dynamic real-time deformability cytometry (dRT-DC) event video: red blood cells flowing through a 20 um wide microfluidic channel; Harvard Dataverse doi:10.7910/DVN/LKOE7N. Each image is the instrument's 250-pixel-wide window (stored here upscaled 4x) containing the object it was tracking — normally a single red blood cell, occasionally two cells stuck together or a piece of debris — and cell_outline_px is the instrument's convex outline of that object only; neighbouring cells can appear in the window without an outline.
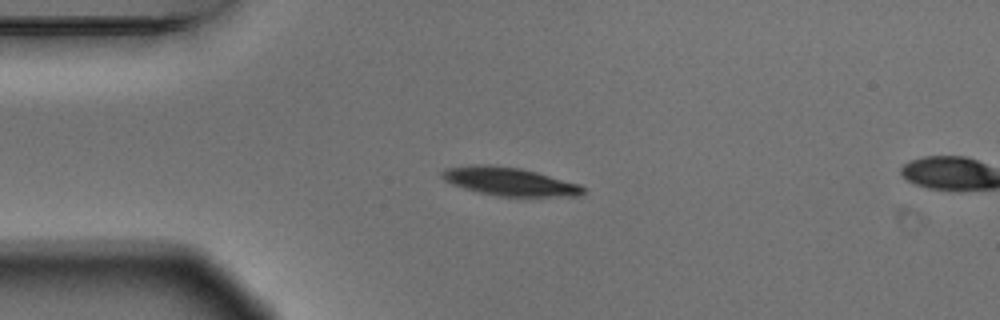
{"species": "Egyptian fruit bat (a non-hibernating species)", "species_latin": "Rousettus aegyptiacus", "temperature_condition": "warm", "stored_images_in_passage": 4, "camera_frame_rate_fps": 3000, "um_per_image_px": 0.085, "animal": {"sex": "male"}, "frame": {"image": 1, "passage_image": 3, "time_ms": 0.667, "image_size_px": [1000, 320], "cell_outline_px": [[584, 192], [580, 196], [496, 196], [464, 188], [452, 184], [444, 180], [440, 176], [440, 172], [444, 168], [476, 164], [488, 164], [520, 168], [536, 172], [580, 184], [584, 188]], "centroid_in_image_um": [43.27, 15.42], "position_along_channel_um": 41.7, "area_um2": 23.24}}